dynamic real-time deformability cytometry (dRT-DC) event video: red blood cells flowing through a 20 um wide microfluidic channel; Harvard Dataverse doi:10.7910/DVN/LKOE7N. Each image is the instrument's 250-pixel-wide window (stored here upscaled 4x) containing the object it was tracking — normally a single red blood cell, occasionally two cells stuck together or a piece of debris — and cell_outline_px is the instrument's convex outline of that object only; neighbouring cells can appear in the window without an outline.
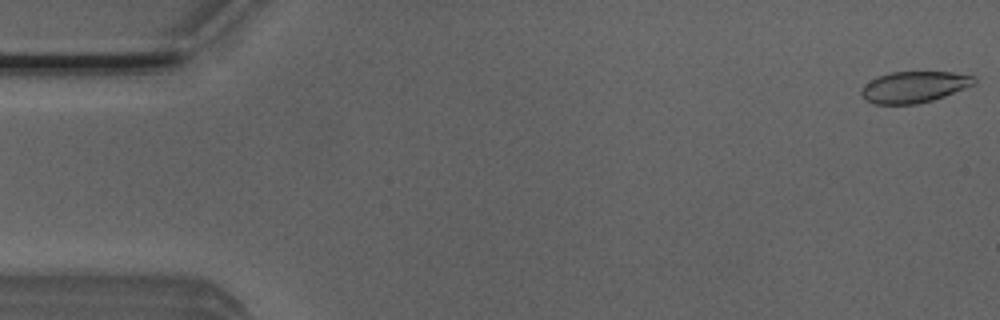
{"species": "Egyptian fruit bat (a non-hibernating species)", "species_latin": "Rousettus aegyptiacus", "temperature_condition": "room temperature", "stored_images_in_passage": 52, "camera_frame_rate_fps": 3000, "um_per_image_px": 0.085, "animal": {"sex": "male"}, "frame": {"image": 1, "passage_image": 1, "time_ms": 0.0, "image_size_px": [1000, 320], "cell_outline_px": [[976, 84], [944, 96], [932, 100], [916, 104], [872, 104], [864, 100], [860, 92], [864, 84], [876, 76], [888, 72], [952, 72], [976, 76]], "centroid_in_image_um": [77.67, 7.39], "position_along_channel_um": 7.3, "area_um2": 20.81}}
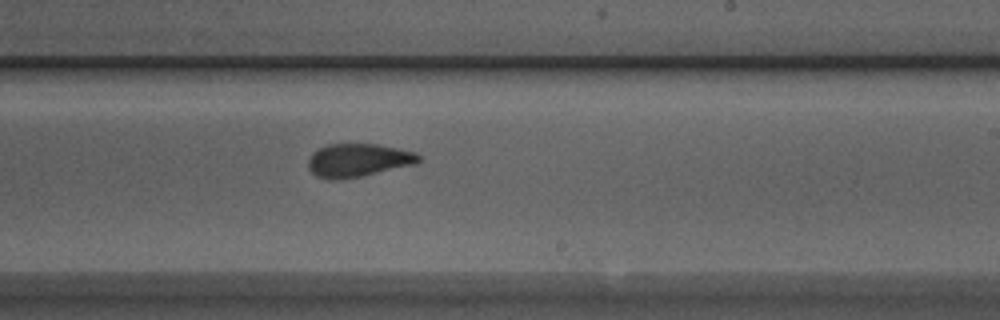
{"frame": {"image": 2, "passage_image": 31, "time_ms": 10.0, "image_size_px": [1000, 320], "cell_outline_px": [[420, 160], [416, 164], [360, 176], [340, 180], [328, 180], [316, 176], [308, 168], [308, 160], [312, 152], [328, 144], [380, 144], [416, 152], [420, 156]], "centroid_in_image_um": [30.43, 13.62], "position_along_channel_um": 258.6, "area_um2": 21.5}}
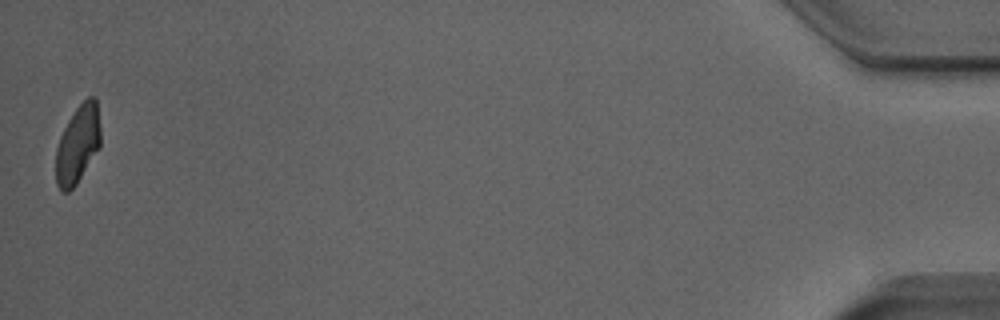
{"frame": {"image": 3, "passage_image": 52, "time_ms": 17.0, "image_size_px": [1000, 320], "cell_outline_px": [[100, 148], [76, 184], [68, 192], [64, 192], [56, 184], [56, 148], [60, 136], [68, 120], [76, 108], [88, 96], [96, 96], [100, 124]], "centroid_in_image_um": [6.62, 12.24], "position_along_channel_um": 428.6, "area_um2": 20.4}, "authors_computed_cell_mechanics": {"area_um2": 21.4438, "velocity_mm_per_s": 3.8761, "shape_relaxation_time_tau1_ms": 5.9766, "shape_relaxation_time_tau2_ms": 1.2844, "deformation_change_tau1": 0.1572, "deformation_change_tau2": 0.0596}}